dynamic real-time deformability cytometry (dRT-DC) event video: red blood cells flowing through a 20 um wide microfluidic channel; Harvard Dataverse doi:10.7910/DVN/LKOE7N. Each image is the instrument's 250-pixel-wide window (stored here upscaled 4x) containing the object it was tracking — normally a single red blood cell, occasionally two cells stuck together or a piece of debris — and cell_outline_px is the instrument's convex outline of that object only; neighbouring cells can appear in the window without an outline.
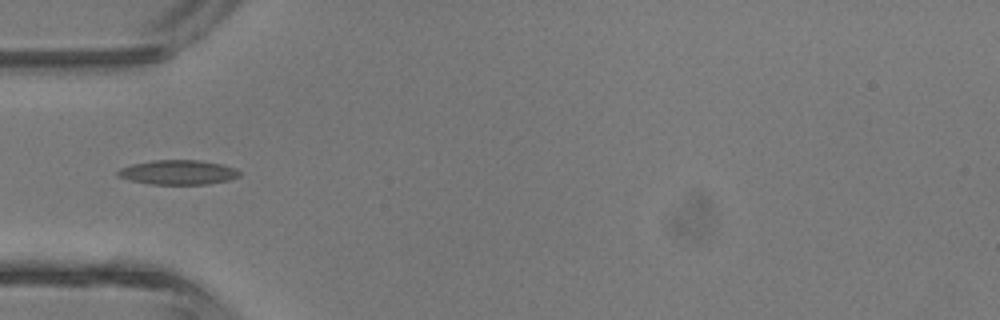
{"species": "common noctule bat (a hibernating species)", "species_latin": "Nyctalus noctula", "temperature_condition": "room temperature", "stored_images_in_passage": 3, "camera_frame_rate_fps": 3000, "um_per_image_px": 0.085, "animal": {"sex": "male", "body_mass_g": 13.3}, "frame": {"image": 1, "passage_image": 3, "time_ms": 2.333, "image_size_px": [1000, 320], "cell_outline_px": [[240, 176], [228, 180], [208, 184], [152, 184], [132, 180], [116, 176], [116, 172], [120, 168], [132, 164], [152, 160], [200, 160], [220, 164], [236, 168], [240, 172]], "centroid_in_image_um": [15.13, 14.64], "position_along_channel_um": 69.9, "area_um2": 17.34}}